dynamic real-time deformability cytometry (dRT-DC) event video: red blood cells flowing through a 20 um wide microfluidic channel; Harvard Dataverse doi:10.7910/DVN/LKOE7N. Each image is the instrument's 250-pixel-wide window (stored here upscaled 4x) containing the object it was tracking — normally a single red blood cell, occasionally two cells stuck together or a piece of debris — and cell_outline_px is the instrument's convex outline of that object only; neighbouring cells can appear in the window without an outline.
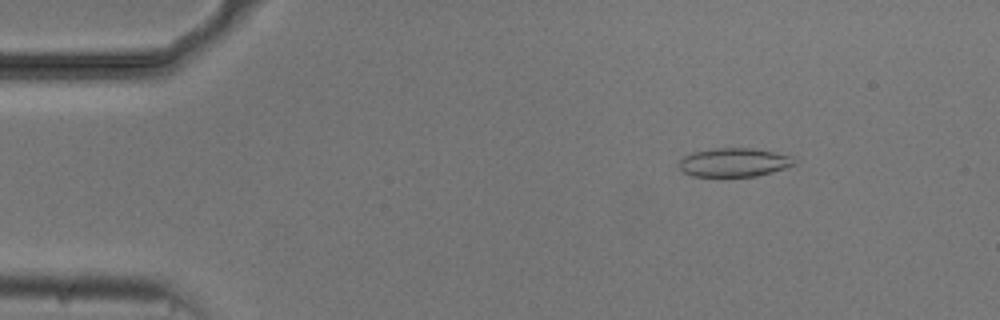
{"species": "common noctule bat (a hibernating species)", "species_latin": "Nyctalus noctula", "temperature_condition": "cold", "stored_images_in_passage": 53, "camera_frame_rate_fps": 3000, "um_per_image_px": 0.085, "animal": {"sex": "male", "body_mass_g": 20.5, "forearm_length_mm": 52.5}, "frame": {"image": 1, "passage_image": 7, "time_ms": 2.0, "image_size_px": [1000, 320], "cell_outline_px": [[796, 164], [788, 168], [756, 176], [692, 176], [684, 172], [680, 168], [680, 160], [684, 156], [696, 152], [716, 148], [756, 148], [792, 156], [796, 160]], "centroid_in_image_um": [62.46, 13.8], "position_along_channel_um": 22.5, "area_um2": 19.25}}
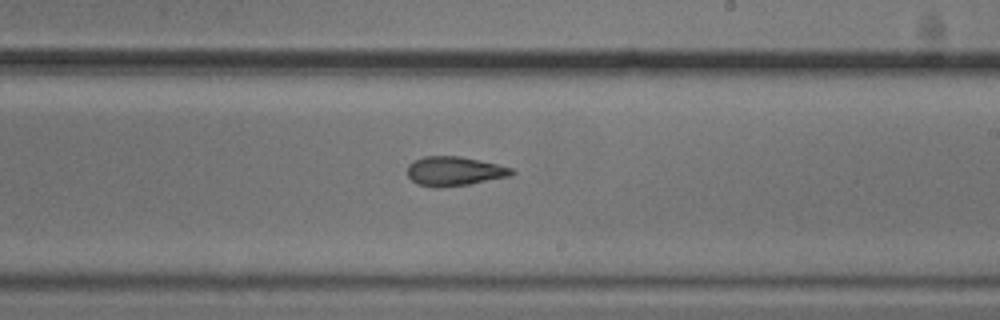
{"frame": {"image": 2, "passage_image": 31, "time_ms": 10.0, "image_size_px": [1000, 320], "cell_outline_px": [[516, 172], [508, 176], [468, 184], [416, 184], [408, 176], [408, 164], [424, 156], [460, 156], [480, 160], [512, 168]], "centroid_in_image_um": [38.64, 14.49], "position_along_channel_um": 250.4, "area_um2": 16.88}}
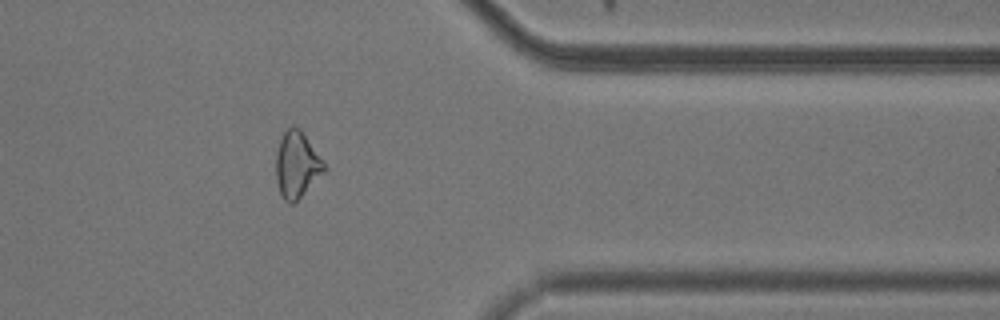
{"frame": {"image": 3, "passage_image": 43, "time_ms": 14.0, "image_size_px": [1000, 320], "cell_outline_px": [[328, 168], [292, 204], [288, 204], [284, 200], [280, 192], [276, 180], [276, 152], [280, 140], [284, 132], [292, 124], [300, 128], [324, 160]], "centroid_in_image_um": [25.24, 13.96], "position_along_channel_um": 386.2, "area_um2": 18.61}, "authors_computed_cell_mechanics": {"area_um2": 19.074, "velocity_mm_per_s": 3.7491, "shape_relaxation_time_tau1_ms": null, "shape_relaxation_time_tau2_ms": 5.025, "deformation_change_tau1": null, "deformation_change_tau2": 0.1348}}